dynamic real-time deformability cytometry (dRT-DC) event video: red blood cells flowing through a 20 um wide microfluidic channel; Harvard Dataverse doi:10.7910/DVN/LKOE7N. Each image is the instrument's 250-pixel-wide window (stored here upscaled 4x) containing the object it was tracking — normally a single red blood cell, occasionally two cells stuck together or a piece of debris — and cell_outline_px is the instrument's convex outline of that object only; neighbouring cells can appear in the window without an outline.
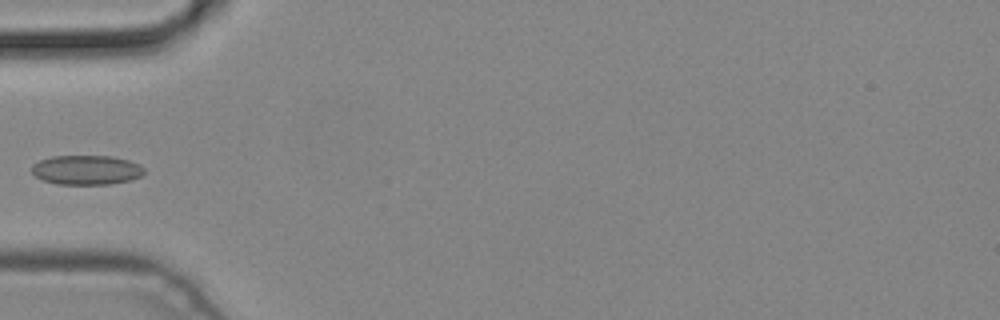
{"species": "common noctule bat (a hibernating species)", "species_latin": "Nyctalus noctula", "temperature_condition": "cold", "stored_images_in_passage": 4, "camera_frame_rate_fps": 3000, "um_per_image_px": 0.085, "animal": {"sex": "male", "body_mass_g": 19.2, "forearm_length_mm": 51.8}, "frame": {"image": 1, "passage_image": 4, "time_ms": 1.0, "image_size_px": [1000, 320], "cell_outline_px": [[144, 172], [140, 176], [132, 180], [108, 184], [56, 184], [44, 180], [36, 176], [32, 172], [32, 164], [40, 160], [52, 156], [112, 156], [128, 160], [140, 164], [144, 168]], "centroid_in_image_um": [7.36, 14.44], "position_along_channel_um": 77.6, "area_um2": 19.31}}